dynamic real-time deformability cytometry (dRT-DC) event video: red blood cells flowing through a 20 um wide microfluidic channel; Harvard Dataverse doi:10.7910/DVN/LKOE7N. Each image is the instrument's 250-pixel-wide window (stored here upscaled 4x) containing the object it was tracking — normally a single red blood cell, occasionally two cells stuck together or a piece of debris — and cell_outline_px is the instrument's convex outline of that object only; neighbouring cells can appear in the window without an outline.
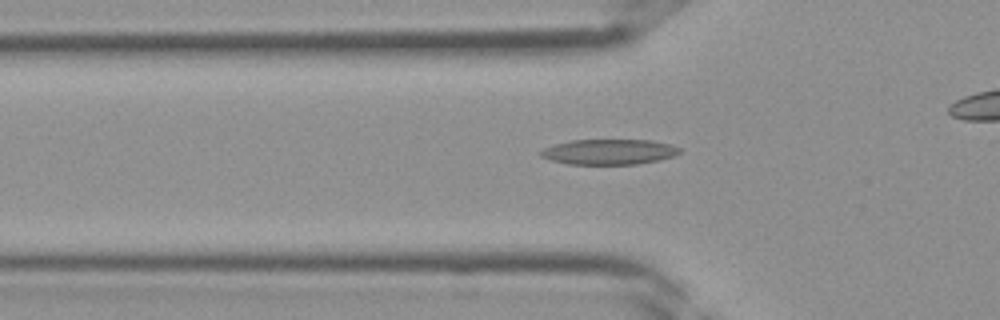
{"species": "Egyptian fruit bat (a non-hibernating species)", "species_latin": "Rousettus aegyptiacus", "temperature_condition": "room temperature", "stored_images_in_passage": 20, "camera_frame_rate_fps": 3000, "um_per_image_px": 0.085, "frame": {"image": 1, "passage_image": 2, "time_ms": 0.333, "image_size_px": [1000, 320], "cell_outline_px": [[680, 152], [676, 156], [660, 160], [636, 164], [568, 164], [552, 160], [540, 156], [540, 152], [544, 148], [556, 144], [572, 140], [652, 140], [672, 144], [680, 148]], "centroid_in_image_um": [51.83, 12.9], "position_along_channel_um": 74.0, "area_um2": 20.52}}
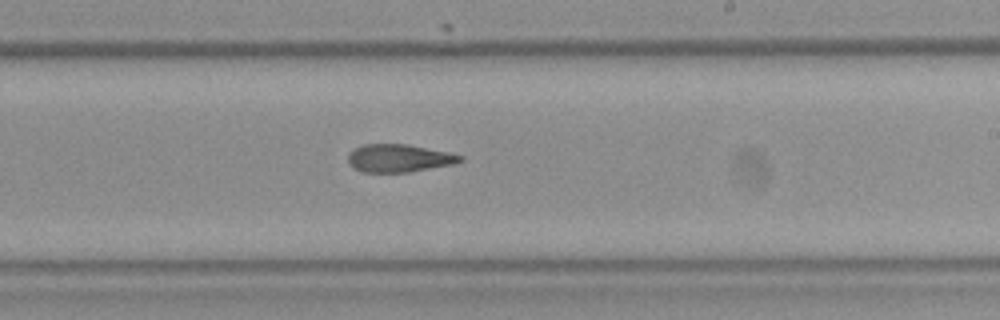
{"frame": {"image": 2, "passage_image": 12, "time_ms": 3.667, "image_size_px": [1000, 320], "cell_outline_px": [[464, 160], [456, 164], [408, 172], [364, 172], [352, 168], [348, 164], [348, 152], [352, 148], [364, 144], [408, 144], [448, 152], [464, 156]], "centroid_in_image_um": [33.9, 13.44], "position_along_channel_um": 255.1, "area_um2": 18.5}}
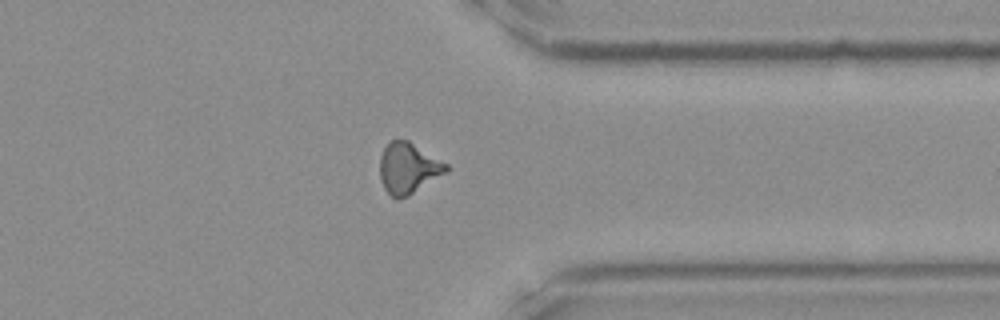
{"frame": {"image": 3, "passage_image": 19, "time_ms": 6.0, "image_size_px": [1000, 320], "cell_outline_px": [[448, 172], [408, 196], [396, 200], [384, 188], [380, 180], [380, 156], [384, 148], [396, 136], [408, 140], [448, 164]], "centroid_in_image_um": [34.7, 14.28], "position_along_channel_um": 376.7, "area_um2": 19.88}}